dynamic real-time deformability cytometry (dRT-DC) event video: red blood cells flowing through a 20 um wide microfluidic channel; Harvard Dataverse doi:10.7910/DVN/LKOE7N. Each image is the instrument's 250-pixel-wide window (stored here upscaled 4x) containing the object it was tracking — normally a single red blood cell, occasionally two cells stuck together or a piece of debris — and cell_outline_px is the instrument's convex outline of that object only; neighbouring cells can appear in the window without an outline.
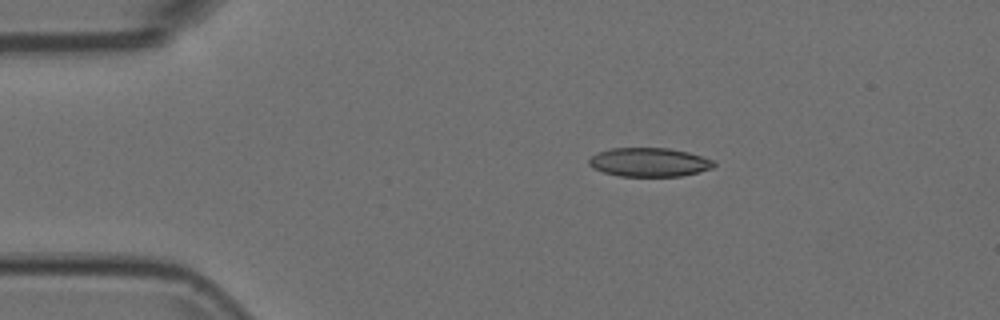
{"species": "Egyptian fruit bat (a non-hibernating species)", "species_latin": "Rousettus aegyptiacus", "temperature_condition": "room temperature", "stored_images_in_passage": 44, "camera_frame_rate_fps": 3000, "um_per_image_px": 0.085, "animal": {"sex": "female"}, "frame": {"image": 1, "passage_image": 1, "time_ms": 0.0, "image_size_px": [1000, 320], "cell_outline_px": [[716, 164], [712, 168], [680, 176], [620, 176], [604, 172], [592, 168], [588, 164], [588, 160], [596, 152], [612, 148], [668, 148], [688, 152], [716, 160]], "centroid_in_image_um": [55.17, 13.78], "position_along_channel_um": 29.8, "area_um2": 21.04}}
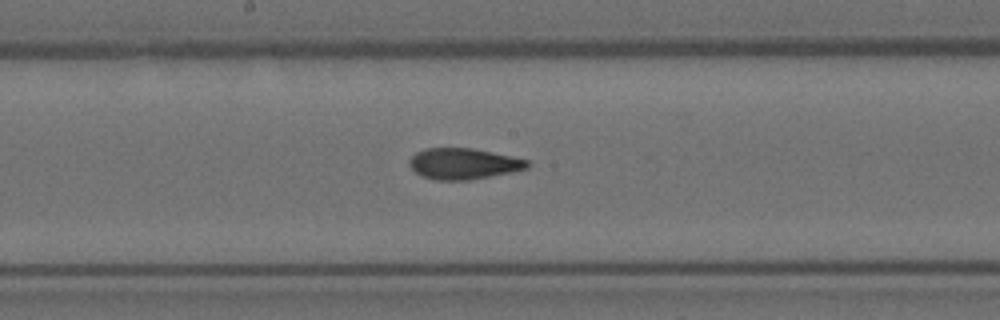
{"frame": {"image": 2, "passage_image": 19, "time_ms": 6.0, "image_size_px": [1000, 320], "cell_outline_px": [[532, 164], [528, 168], [512, 172], [468, 180], [436, 180], [424, 176], [416, 172], [408, 164], [408, 160], [416, 152], [424, 148], [472, 148], [512, 156], [528, 160]], "centroid_in_image_um": [39.41, 13.91], "position_along_channel_um": 208.8, "area_um2": 21.33}}
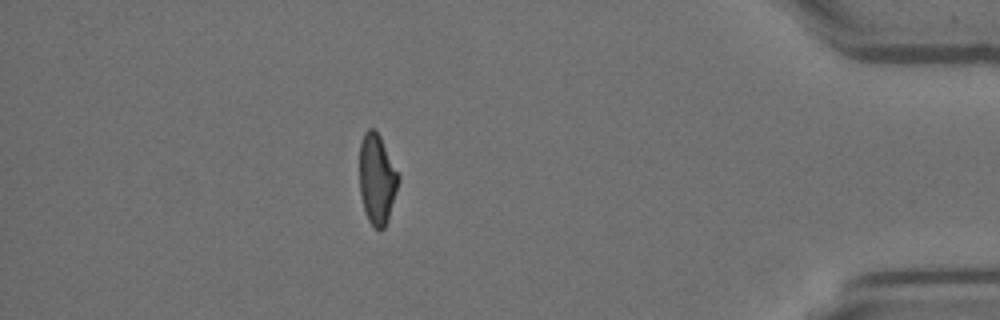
{"frame": {"image": 3, "passage_image": 38, "time_ms": 12.333, "image_size_px": [1000, 320], "cell_outline_px": [[400, 180], [388, 220], [384, 228], [376, 228], [368, 220], [364, 208], [360, 192], [360, 144], [364, 132], [368, 128], [372, 128], [380, 136], [400, 176]], "centroid_in_image_um": [32.05, 15.21], "position_along_channel_um": 403.1, "area_um2": 20.29}}